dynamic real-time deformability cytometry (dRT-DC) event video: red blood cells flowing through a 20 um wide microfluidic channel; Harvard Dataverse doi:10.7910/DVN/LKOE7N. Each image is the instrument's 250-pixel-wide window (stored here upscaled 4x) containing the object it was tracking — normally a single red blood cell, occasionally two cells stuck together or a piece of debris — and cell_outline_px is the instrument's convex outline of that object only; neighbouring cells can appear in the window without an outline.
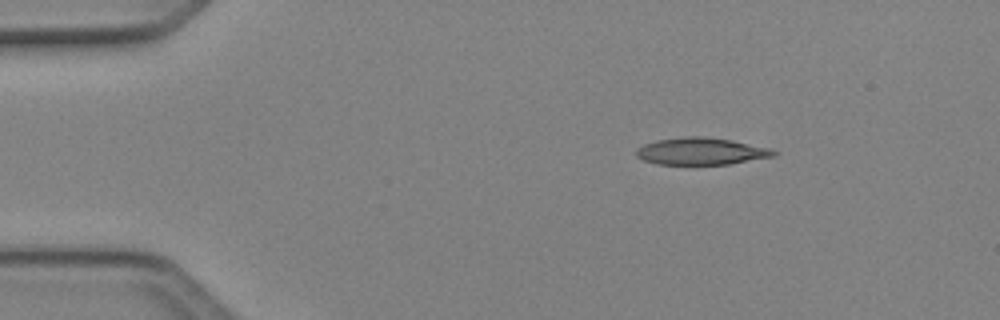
{"species": "Egyptian fruit bat (a non-hibernating species)", "species_latin": "Rousettus aegyptiacus", "temperature_condition": "cold", "stored_images_in_passage": 3, "camera_frame_rate_fps": 3000, "um_per_image_px": 0.085, "animal": {"sex": "female"}, "frame": {"image": 1, "passage_image": 1, "time_ms": 0.0, "image_size_px": [1000, 320], "cell_outline_px": [[780, 152], [776, 156], [728, 164], [656, 164], [644, 160], [636, 156], [636, 148], [644, 144], [656, 140], [684, 136], [704, 136], [732, 140], [768, 148]], "centroid_in_image_um": [59.59, 12.85], "position_along_channel_um": 25.4, "area_um2": 21.73}}
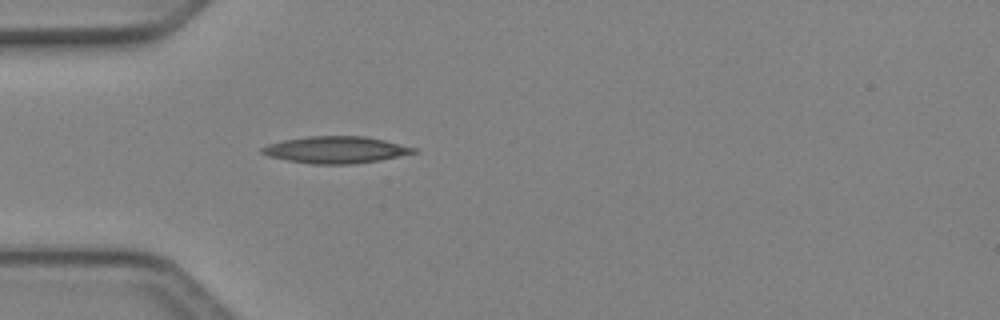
{"frame": {"image": 2, "passage_image": 3, "time_ms": 0.667, "image_size_px": [1000, 320], "cell_outline_px": [[420, 152], [380, 160], [352, 164], [316, 164], [288, 160], [268, 156], [260, 152], [260, 148], [268, 144], [284, 140], [308, 136], [364, 136], [384, 140], [416, 148]], "centroid_in_image_um": [28.56, 12.73], "position_along_channel_um": 56.4, "area_um2": 23.64}}